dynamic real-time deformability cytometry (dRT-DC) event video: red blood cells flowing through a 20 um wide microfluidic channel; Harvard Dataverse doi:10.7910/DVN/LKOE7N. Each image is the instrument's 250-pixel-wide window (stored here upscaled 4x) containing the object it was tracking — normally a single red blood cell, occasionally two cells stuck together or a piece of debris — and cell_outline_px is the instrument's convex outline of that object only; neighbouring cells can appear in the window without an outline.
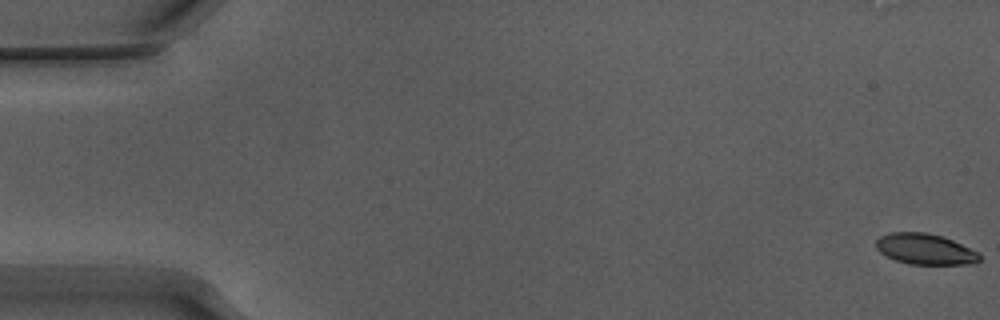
{"species": "Egyptian fruit bat (a non-hibernating species)", "species_latin": "Rousettus aegyptiacus", "temperature_condition": "warm", "stored_images_in_passage": 56, "camera_frame_rate_fps": 3000, "um_per_image_px": 0.085, "animal": {"sex": "male"}, "frame": {"image": 1, "passage_image": 1, "time_ms": 0.0, "image_size_px": [1000, 320], "cell_outline_px": [[980, 260], [976, 264], [908, 264], [896, 260], [880, 252], [876, 248], [876, 240], [880, 236], [888, 232], [928, 232], [952, 240], [980, 252]], "centroid_in_image_um": [78.65, 21.17], "position_along_channel_um": 6.3, "area_um2": 18.67}}
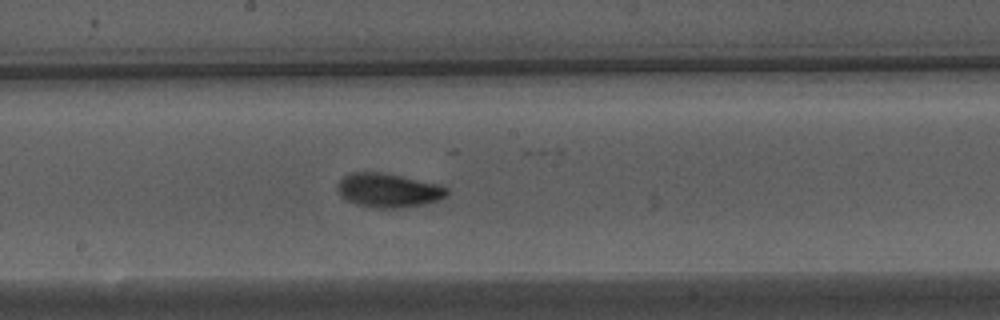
{"frame": {"image": 2, "passage_image": 30, "time_ms": 9.667, "image_size_px": [1000, 320], "cell_outline_px": [[448, 196], [440, 200], [424, 204], [400, 208], [372, 208], [356, 204], [344, 200], [340, 196], [336, 188], [340, 180], [344, 176], [352, 172], [380, 172], [440, 184], [448, 188]], "centroid_in_image_um": [33.01, 16.19], "position_along_channel_um": 215.2, "area_um2": 21.96}}
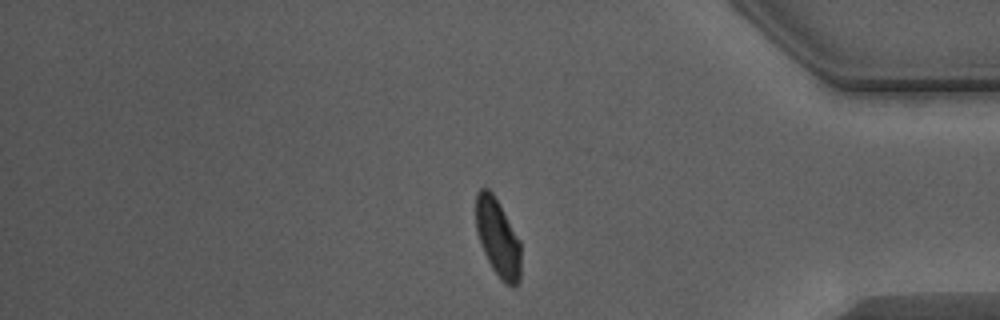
{"frame": {"image": 3, "passage_image": 46, "time_ms": 15.0, "image_size_px": [1000, 320], "cell_outline_px": [[520, 280], [512, 288], [504, 284], [500, 280], [492, 268], [480, 244], [476, 228], [476, 192], [480, 188], [488, 188], [492, 192], [520, 240]], "centroid_in_image_um": [42.31, 20.24], "position_along_channel_um": 392.9, "area_um2": 20.4}, "authors_computed_cell_mechanics": {"area_um2": 20.23, "velocity_mm_per_s": 3.841, "shape_relaxation_time_tau1_ms": 3.1621, "shape_relaxation_time_tau2_ms": 1.6727, "deformation_change_tau1": 0.1333, "deformation_change_tau2": 0.0716}}